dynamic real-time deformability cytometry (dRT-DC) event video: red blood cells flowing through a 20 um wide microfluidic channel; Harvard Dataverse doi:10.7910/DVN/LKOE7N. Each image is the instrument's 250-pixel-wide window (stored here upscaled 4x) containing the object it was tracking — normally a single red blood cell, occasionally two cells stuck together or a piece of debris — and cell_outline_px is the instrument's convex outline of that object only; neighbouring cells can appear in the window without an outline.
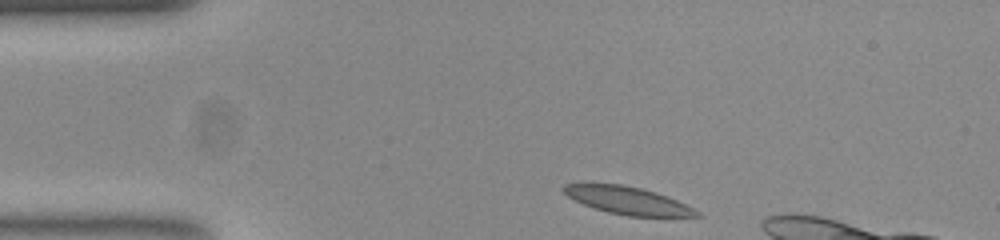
{"species": "common noctule bat (a hibernating species)", "species_latin": "Nyctalus noctula", "temperature_condition": "room temperature", "stored_images_in_passage": 36, "camera_frame_rate_fps": 3000, "um_per_image_px": 0.085, "animal": {"sex": "female", "body_mass_g": 23.0, "forearm_length_mm": 53.4}, "frame": {"image": 1, "passage_image": 1, "time_ms": 0.0, "image_size_px": [1000, 240], "cell_outline_px": [[704, 216], [628, 216], [608, 212], [584, 204], [568, 196], [560, 188], [564, 184], [620, 184], [640, 188], [676, 200], [700, 212]], "centroid_in_image_um": [53.33, 17.04], "position_along_channel_um": 31.7, "area_um2": 20.75}}
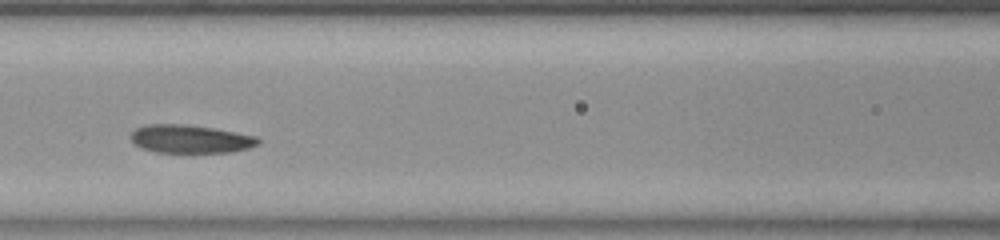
{"frame": {"image": 2, "passage_image": 14, "time_ms": 4.333, "image_size_px": [1000, 240], "cell_outline_px": [[260, 144], [248, 148], [232, 152], [156, 152], [140, 148], [128, 136], [136, 128], [148, 124], [184, 124], [212, 128], [256, 136], [260, 140]], "centroid_in_image_um": [16.16, 11.81], "position_along_channel_um": 150.4, "area_um2": 20.87}}
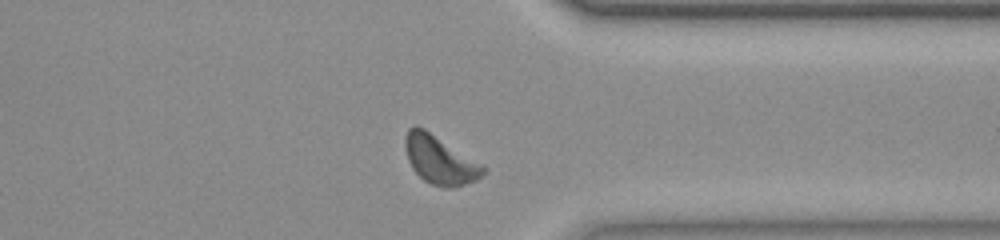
{"frame": {"image": 3, "passage_image": 32, "time_ms": 10.333, "image_size_px": [1000, 240], "cell_outline_px": [[488, 172], [476, 180], [456, 188], [444, 188], [432, 184], [424, 180], [412, 168], [408, 160], [404, 148], [404, 140], [408, 128], [416, 124], [424, 128], [488, 168]], "centroid_in_image_um": [37.39, 13.6], "position_along_channel_um": 374.0, "area_um2": 22.2}, "authors_computed_cell_mechanics": {"area_um2": 21.1837, "velocity_mm_per_s": 3.8176, "shape_relaxation_time_tau1_ms": 3.3101, "shape_relaxation_time_tau2_ms": 9.2444, "deformation_change_tau1": 0.073, "deformation_change_tau2": 0.1286}}